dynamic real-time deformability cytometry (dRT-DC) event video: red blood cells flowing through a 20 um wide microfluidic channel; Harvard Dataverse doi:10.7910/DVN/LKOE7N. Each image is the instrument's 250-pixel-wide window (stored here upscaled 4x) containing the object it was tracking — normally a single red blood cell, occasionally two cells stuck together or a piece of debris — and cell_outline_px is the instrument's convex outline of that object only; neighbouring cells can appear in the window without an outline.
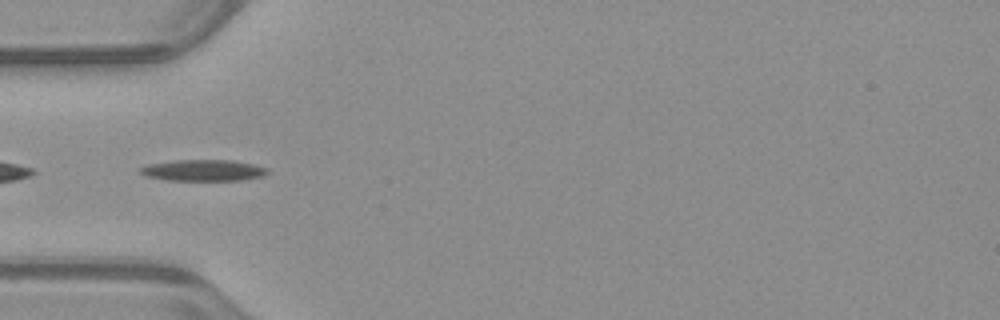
{"species": "common noctule bat (a hibernating species)", "species_latin": "Nyctalus noctula", "temperature_condition": "warm", "stored_images_in_passage": 38, "camera_frame_rate_fps": 3000, "um_per_image_px": 0.085, "animal": {"sex": "male", "body_mass_g": 23.1, "forearm_length_mm": 52.7}, "frame": {"image": 1, "passage_image": 2, "time_ms": 0.333, "image_size_px": [1000, 320], "cell_outline_px": [[268, 172], [264, 176], [244, 180], [164, 180], [144, 176], [140, 172], [140, 168], [148, 164], [176, 160], [232, 160], [252, 164], [268, 168]], "centroid_in_image_um": [17.28, 14.48], "position_along_channel_um": 67.7, "area_um2": 15.84}}
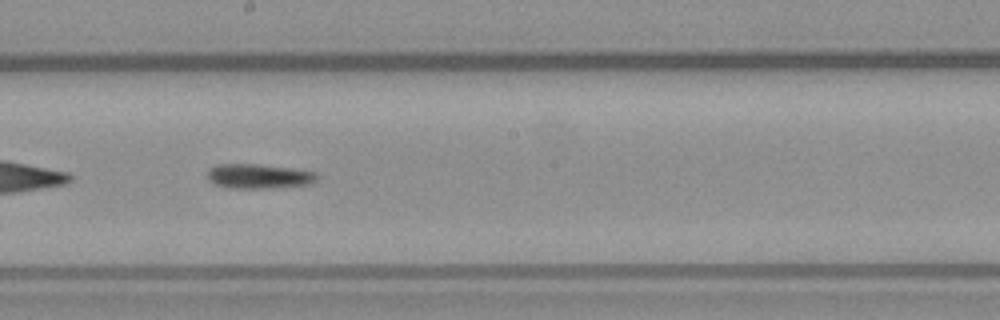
{"frame": {"image": 2, "passage_image": 14, "time_ms": 4.333, "image_size_px": [1000, 320], "cell_outline_px": [[320, 180], [312, 184], [268, 188], [232, 188], [216, 184], [208, 180], [208, 168], [216, 164], [256, 164], [292, 168], [316, 172], [320, 176]], "centroid_in_image_um": [22.05, 14.97], "position_along_channel_um": 226.1, "area_um2": 15.9}}
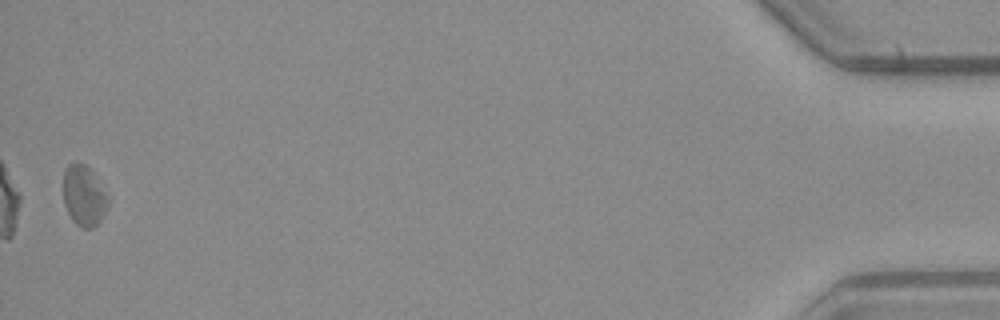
{"frame": {"image": 3, "passage_image": 37, "time_ms": 12.0, "image_size_px": [1000, 320], "cell_outline_px": [[108, 204], [100, 220], [92, 228], [84, 228], [76, 224], [72, 220], [64, 204], [64, 168], [68, 164], [76, 160], [84, 164], [92, 172], [108, 196]], "centroid_in_image_um": [7.11, 16.61], "position_along_channel_um": 428.1, "area_um2": 15.61}, "authors_computed_cell_mechanics": {"area_um2": 15.606, "velocity_mm_per_s": 3.9458, "shape_relaxation_time_tau1_ms": null, "shape_relaxation_time_tau2_ms": 4.1005, "deformation_change_tau1": null, "deformation_change_tau2": 0.1234}}